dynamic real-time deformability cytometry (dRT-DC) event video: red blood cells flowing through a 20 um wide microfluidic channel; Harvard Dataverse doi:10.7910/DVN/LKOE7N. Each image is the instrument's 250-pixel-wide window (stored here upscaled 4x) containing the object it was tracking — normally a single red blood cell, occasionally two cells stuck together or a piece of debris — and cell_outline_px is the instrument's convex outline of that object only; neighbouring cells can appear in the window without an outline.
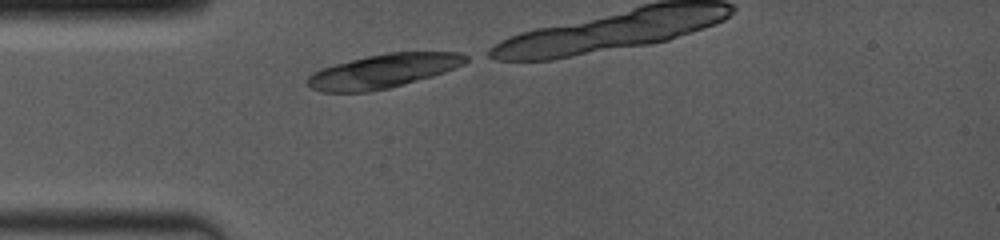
{"species": "common noctule bat (a hibernating species)", "species_latin": "Nyctalus noctula", "temperature_condition": "room temperature", "stored_images_in_passage": 1, "camera_frame_rate_fps": 4000, "um_per_image_px": 0.085, "animal": {"sex": "female", "body_mass_g": 19.0, "forearm_length_mm": 53.3}, "frame": {"image": 1, "passage_image": 1, "time_ms": 0.0, "image_size_px": [1000, 240], "cell_outline_px": [[468, 60], [464, 64], [456, 68], [432, 76], [404, 84], [388, 88], [368, 92], [320, 92], [312, 88], [304, 80], [312, 72], [320, 68], [368, 56], [388, 52], [460, 52], [468, 56]], "centroid_in_image_um": [32.57, 6.04], "position_along_channel_um": 52.4, "area_um2": 31.27}}